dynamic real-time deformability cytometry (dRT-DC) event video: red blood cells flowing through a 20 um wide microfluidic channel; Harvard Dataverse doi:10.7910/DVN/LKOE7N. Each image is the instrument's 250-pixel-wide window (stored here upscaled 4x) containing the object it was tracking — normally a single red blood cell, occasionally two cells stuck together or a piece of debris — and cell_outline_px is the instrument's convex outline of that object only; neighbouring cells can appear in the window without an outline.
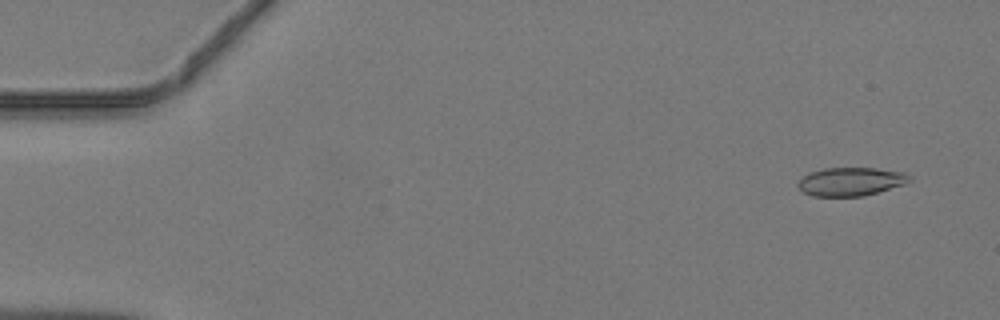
{"species": "common noctule bat (a hibernating species)", "species_latin": "Nyctalus noctula", "temperature_condition": "warm", "stored_images_in_passage": 46, "camera_frame_rate_fps": 3000, "um_per_image_px": 0.085, "animal": {"sex": "male", "body_mass_g": 19.2, "forearm_length_mm": 51.8}, "frame": {"image": 1, "passage_image": 3, "time_ms": 0.667, "image_size_px": [1000, 320], "cell_outline_px": [[912, 180], [904, 184], [864, 196], [812, 196], [804, 192], [796, 184], [808, 172], [824, 168], [876, 168], [908, 172], [912, 176]], "centroid_in_image_um": [72.36, 15.42], "position_along_channel_um": 12.6, "area_um2": 18.61}}
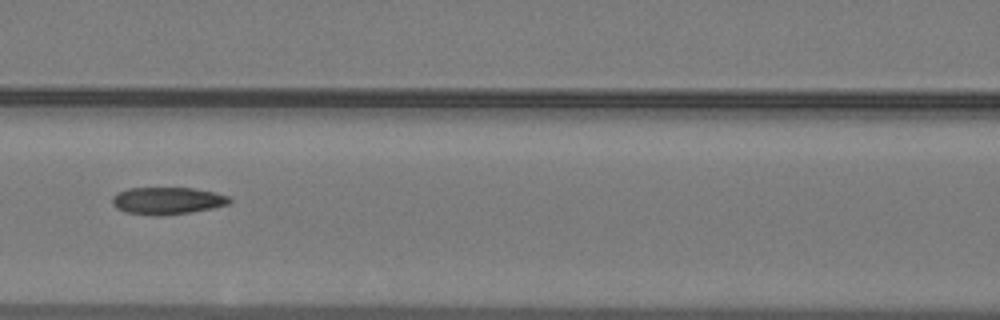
{"frame": {"image": 2, "passage_image": 21, "time_ms": 6.667, "image_size_px": [1000, 320], "cell_outline_px": [[232, 200], [228, 204], [212, 208], [192, 212], [164, 216], [156, 216], [124, 212], [116, 208], [112, 204], [112, 196], [116, 192], [128, 188], [192, 188], [216, 192], [228, 196]], "centroid_in_image_um": [14.19, 17.07], "position_along_channel_um": 152.4, "area_um2": 18.84}}
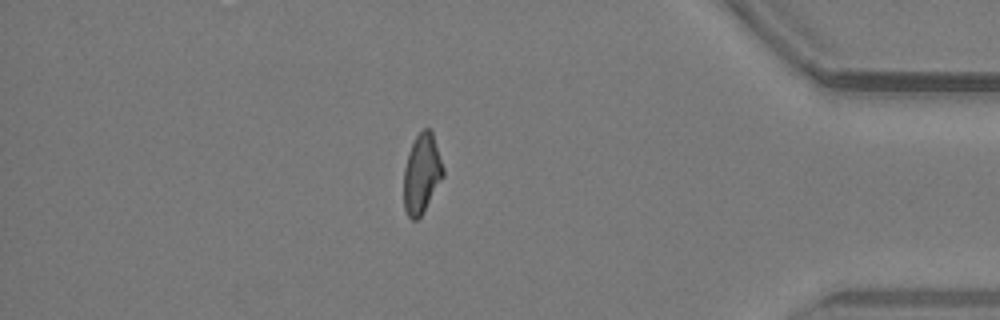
{"frame": {"image": 3, "passage_image": 40, "time_ms": 13.0, "image_size_px": [1000, 320], "cell_outline_px": [[444, 176], [420, 216], [416, 220], [412, 220], [408, 216], [404, 208], [404, 168], [412, 144], [416, 136], [424, 128], [428, 128], [432, 132], [444, 168]], "centroid_in_image_um": [35.85, 14.76], "position_along_channel_um": 399.4, "area_um2": 17.92}}